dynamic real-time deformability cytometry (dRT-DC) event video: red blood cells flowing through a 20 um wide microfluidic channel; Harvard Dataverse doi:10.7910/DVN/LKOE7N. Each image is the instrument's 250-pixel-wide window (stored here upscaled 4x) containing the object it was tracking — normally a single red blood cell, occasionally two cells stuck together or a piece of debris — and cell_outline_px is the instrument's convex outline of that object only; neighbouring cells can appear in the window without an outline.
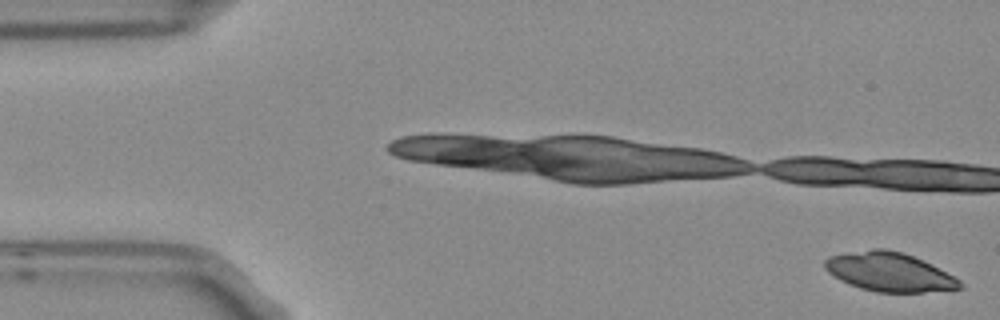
{"species": "Egyptian fruit bat (a non-hibernating species)", "species_latin": "Rousettus aegyptiacus", "temperature_condition": "room temperature", "stored_images_in_passage": 2, "segment_of_instrument_passage": [2, 2], "camera_frame_rate_fps": 3000, "um_per_image_px": 0.085, "frame": {"image": 1, "passage_image": 2, "time_ms": 0.333, "image_size_px": [1000, 320], "cell_outline_px": [[964, 288], [924, 292], [876, 292], [860, 288], [848, 284], [840, 280], [828, 272], [824, 268], [824, 260], [828, 256], [872, 248], [884, 248], [904, 252], [960, 280], [964, 284]], "centroid_in_image_um": [75.54, 23.12], "position_along_channel_um": 9.5, "area_um2": 30.46}}